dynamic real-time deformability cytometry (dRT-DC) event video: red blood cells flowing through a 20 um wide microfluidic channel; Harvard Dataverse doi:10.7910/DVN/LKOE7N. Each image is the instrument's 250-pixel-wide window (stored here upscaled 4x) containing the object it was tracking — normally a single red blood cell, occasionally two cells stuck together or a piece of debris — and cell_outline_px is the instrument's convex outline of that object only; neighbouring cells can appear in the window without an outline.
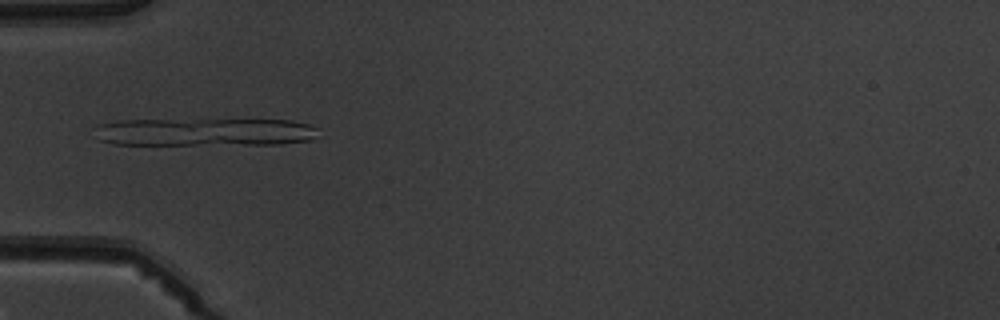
{"species": "common noctule bat (a hibernating species)", "species_latin": "Nyctalus noctula", "temperature_condition": "warm", "stored_images_in_passage": 7, "segment_of_instrument_passage": [1, 2], "camera_frame_rate_fps": 3000, "um_per_image_px": 0.085, "animal": {"sex": "male", "body_mass_g": 19.5, "forearm_length_mm": 54.6}, "frame": {"image": 1, "passage_image": 5, "time_ms": 4.667, "image_size_px": [1000, 320], "cell_outline_px": [[320, 128], [316, 136], [312, 140], [280, 144], [112, 144], [100, 140], [96, 128], [96, 124], [116, 120], [292, 120], [308, 124]], "centroid_in_image_um": [17.45, 11.22], "position_along_channel_um": 67.5, "area_um2": 36.36}}